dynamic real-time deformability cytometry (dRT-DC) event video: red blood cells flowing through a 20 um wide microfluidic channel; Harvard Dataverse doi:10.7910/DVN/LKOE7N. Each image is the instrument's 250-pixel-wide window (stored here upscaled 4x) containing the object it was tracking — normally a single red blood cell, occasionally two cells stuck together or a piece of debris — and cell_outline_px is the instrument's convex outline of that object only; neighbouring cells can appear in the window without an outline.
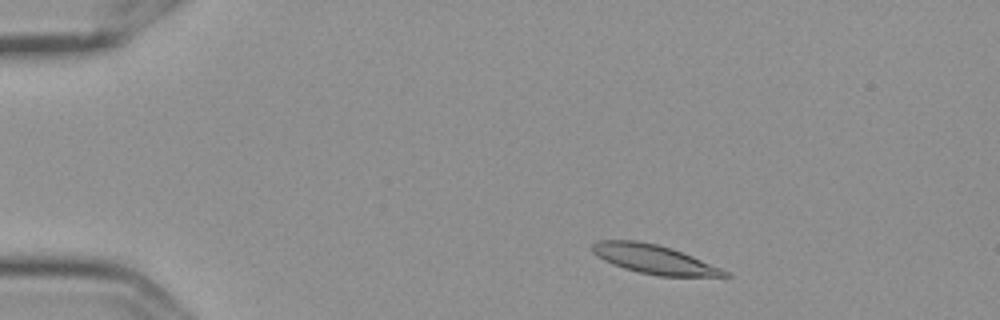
{"species": "Egyptian fruit bat (a non-hibernating species)", "species_latin": "Rousettus aegyptiacus", "temperature_condition": "cold", "stored_images_in_passage": 52, "camera_frame_rate_fps": 3000, "um_per_image_px": 0.085, "frame": {"image": 1, "passage_image": 5, "time_ms": 1.333, "image_size_px": [1000, 320], "cell_outline_px": [[732, 276], [660, 276], [640, 272], [624, 268], [612, 264], [596, 256], [592, 252], [592, 244], [596, 240], [636, 240], [656, 244], [672, 248], [692, 256], [720, 268], [728, 272]], "centroid_in_image_um": [55.54, 22.02], "position_along_channel_um": 29.5, "area_um2": 22.14}}
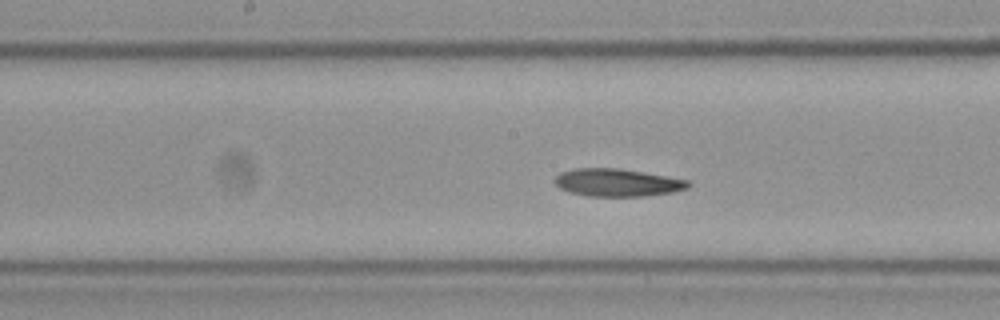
{"frame": {"image": 2, "passage_image": 25, "time_ms": 8.0, "image_size_px": [1000, 320], "cell_outline_px": [[692, 184], [688, 188], [672, 192], [644, 196], [588, 196], [568, 192], [560, 188], [552, 180], [560, 172], [572, 168], [616, 168], [688, 180]], "centroid_in_image_um": [52.42, 15.52], "position_along_channel_um": 195.8, "area_um2": 21.44}}
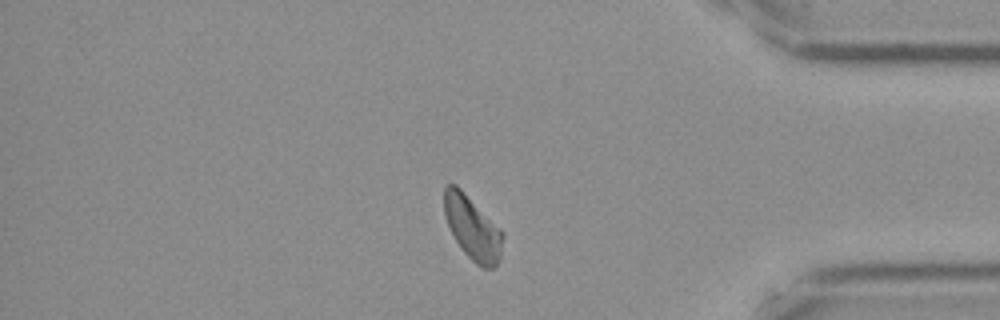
{"frame": {"image": 3, "passage_image": 44, "time_ms": 14.333, "image_size_px": [1000, 320], "cell_outline_px": [[504, 236], [500, 260], [492, 268], [484, 268], [476, 264], [460, 248], [444, 216], [444, 188], [448, 184], [456, 184], [504, 232]], "centroid_in_image_um": [40.17, 19.38], "position_along_channel_um": 395.0, "area_um2": 21.56}, "authors_computed_cell_mechanics": {"area_um2": 21.8195, "velocity_mm_per_s": 3.5316, "shape_relaxation_time_tau1_ms": 5.8466, "shape_relaxation_time_tau2_ms": 9.3974, "deformation_change_tau1": 0.1543, "deformation_change_tau2": 0.1527}}